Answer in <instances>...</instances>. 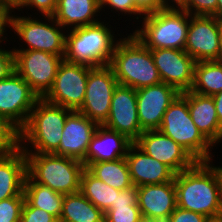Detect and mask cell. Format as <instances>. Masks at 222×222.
<instances>
[{"label": "cell", "mask_w": 222, "mask_h": 222, "mask_svg": "<svg viewBox=\"0 0 222 222\" xmlns=\"http://www.w3.org/2000/svg\"><path fill=\"white\" fill-rule=\"evenodd\" d=\"M117 85L118 81L110 65L92 67L83 104L78 112L102 125L109 116L111 99Z\"/></svg>", "instance_id": "8fae6325"}, {"label": "cell", "mask_w": 222, "mask_h": 222, "mask_svg": "<svg viewBox=\"0 0 222 222\" xmlns=\"http://www.w3.org/2000/svg\"><path fill=\"white\" fill-rule=\"evenodd\" d=\"M100 12V0H58L53 18L65 30H72L99 22Z\"/></svg>", "instance_id": "cb8c5ba5"}, {"label": "cell", "mask_w": 222, "mask_h": 222, "mask_svg": "<svg viewBox=\"0 0 222 222\" xmlns=\"http://www.w3.org/2000/svg\"><path fill=\"white\" fill-rule=\"evenodd\" d=\"M19 147V131L0 116V155L13 152Z\"/></svg>", "instance_id": "4dcf8cb0"}, {"label": "cell", "mask_w": 222, "mask_h": 222, "mask_svg": "<svg viewBox=\"0 0 222 222\" xmlns=\"http://www.w3.org/2000/svg\"><path fill=\"white\" fill-rule=\"evenodd\" d=\"M0 81L7 78L13 71L14 68V52L12 50L3 49L0 46Z\"/></svg>", "instance_id": "8d00e7d4"}, {"label": "cell", "mask_w": 222, "mask_h": 222, "mask_svg": "<svg viewBox=\"0 0 222 222\" xmlns=\"http://www.w3.org/2000/svg\"><path fill=\"white\" fill-rule=\"evenodd\" d=\"M136 222H150V218L141 215Z\"/></svg>", "instance_id": "681fc988"}, {"label": "cell", "mask_w": 222, "mask_h": 222, "mask_svg": "<svg viewBox=\"0 0 222 222\" xmlns=\"http://www.w3.org/2000/svg\"><path fill=\"white\" fill-rule=\"evenodd\" d=\"M85 168L96 178L117 190L134 186L125 157L113 161L90 163Z\"/></svg>", "instance_id": "484cf974"}, {"label": "cell", "mask_w": 222, "mask_h": 222, "mask_svg": "<svg viewBox=\"0 0 222 222\" xmlns=\"http://www.w3.org/2000/svg\"><path fill=\"white\" fill-rule=\"evenodd\" d=\"M125 158L136 187L174 181L175 173L167 165L150 157L135 143L130 145Z\"/></svg>", "instance_id": "d6986e66"}, {"label": "cell", "mask_w": 222, "mask_h": 222, "mask_svg": "<svg viewBox=\"0 0 222 222\" xmlns=\"http://www.w3.org/2000/svg\"><path fill=\"white\" fill-rule=\"evenodd\" d=\"M19 222H59L58 219L43 209L33 207L26 199L22 207Z\"/></svg>", "instance_id": "836d02e7"}, {"label": "cell", "mask_w": 222, "mask_h": 222, "mask_svg": "<svg viewBox=\"0 0 222 222\" xmlns=\"http://www.w3.org/2000/svg\"><path fill=\"white\" fill-rule=\"evenodd\" d=\"M214 167L216 168L218 174H219V177H220V180H221V186H222V166H215L214 164Z\"/></svg>", "instance_id": "c3c4849f"}, {"label": "cell", "mask_w": 222, "mask_h": 222, "mask_svg": "<svg viewBox=\"0 0 222 222\" xmlns=\"http://www.w3.org/2000/svg\"><path fill=\"white\" fill-rule=\"evenodd\" d=\"M184 50L195 62L220 61L219 20L214 16L189 14Z\"/></svg>", "instance_id": "4fadbf2b"}, {"label": "cell", "mask_w": 222, "mask_h": 222, "mask_svg": "<svg viewBox=\"0 0 222 222\" xmlns=\"http://www.w3.org/2000/svg\"><path fill=\"white\" fill-rule=\"evenodd\" d=\"M102 125L125 135L133 143L139 138L143 130L138 119L135 89L121 84L116 86L109 116Z\"/></svg>", "instance_id": "2e32d148"}, {"label": "cell", "mask_w": 222, "mask_h": 222, "mask_svg": "<svg viewBox=\"0 0 222 222\" xmlns=\"http://www.w3.org/2000/svg\"><path fill=\"white\" fill-rule=\"evenodd\" d=\"M150 222H171V214L155 216L150 218Z\"/></svg>", "instance_id": "ee69618b"}, {"label": "cell", "mask_w": 222, "mask_h": 222, "mask_svg": "<svg viewBox=\"0 0 222 222\" xmlns=\"http://www.w3.org/2000/svg\"><path fill=\"white\" fill-rule=\"evenodd\" d=\"M206 216L197 212L188 211L176 207L171 213V222H204Z\"/></svg>", "instance_id": "74e56055"}, {"label": "cell", "mask_w": 222, "mask_h": 222, "mask_svg": "<svg viewBox=\"0 0 222 222\" xmlns=\"http://www.w3.org/2000/svg\"><path fill=\"white\" fill-rule=\"evenodd\" d=\"M217 0H189L190 15L214 16Z\"/></svg>", "instance_id": "d590c367"}, {"label": "cell", "mask_w": 222, "mask_h": 222, "mask_svg": "<svg viewBox=\"0 0 222 222\" xmlns=\"http://www.w3.org/2000/svg\"><path fill=\"white\" fill-rule=\"evenodd\" d=\"M222 90V61H200L194 66L192 92L213 96Z\"/></svg>", "instance_id": "83f0119b"}, {"label": "cell", "mask_w": 222, "mask_h": 222, "mask_svg": "<svg viewBox=\"0 0 222 222\" xmlns=\"http://www.w3.org/2000/svg\"><path fill=\"white\" fill-rule=\"evenodd\" d=\"M177 207L206 217L222 215V186L211 161H197L191 168L175 174Z\"/></svg>", "instance_id": "6da1fadb"}, {"label": "cell", "mask_w": 222, "mask_h": 222, "mask_svg": "<svg viewBox=\"0 0 222 222\" xmlns=\"http://www.w3.org/2000/svg\"><path fill=\"white\" fill-rule=\"evenodd\" d=\"M23 192L25 199L33 207L43 209L59 220L64 194L53 191L48 186L35 183L28 175L25 177Z\"/></svg>", "instance_id": "4316f807"}, {"label": "cell", "mask_w": 222, "mask_h": 222, "mask_svg": "<svg viewBox=\"0 0 222 222\" xmlns=\"http://www.w3.org/2000/svg\"><path fill=\"white\" fill-rule=\"evenodd\" d=\"M179 94L176 88L163 82L136 90L141 129L143 131L159 129L164 113Z\"/></svg>", "instance_id": "e0dca14e"}, {"label": "cell", "mask_w": 222, "mask_h": 222, "mask_svg": "<svg viewBox=\"0 0 222 222\" xmlns=\"http://www.w3.org/2000/svg\"><path fill=\"white\" fill-rule=\"evenodd\" d=\"M117 43L109 64L118 84L135 90L161 83L151 50L133 33L125 35Z\"/></svg>", "instance_id": "277c9868"}, {"label": "cell", "mask_w": 222, "mask_h": 222, "mask_svg": "<svg viewBox=\"0 0 222 222\" xmlns=\"http://www.w3.org/2000/svg\"><path fill=\"white\" fill-rule=\"evenodd\" d=\"M91 68L63 60L58 68L52 87L43 99L51 104L78 111L83 104Z\"/></svg>", "instance_id": "30bf717a"}, {"label": "cell", "mask_w": 222, "mask_h": 222, "mask_svg": "<svg viewBox=\"0 0 222 222\" xmlns=\"http://www.w3.org/2000/svg\"><path fill=\"white\" fill-rule=\"evenodd\" d=\"M134 3L143 14L161 10L160 0H134Z\"/></svg>", "instance_id": "ab89813d"}, {"label": "cell", "mask_w": 222, "mask_h": 222, "mask_svg": "<svg viewBox=\"0 0 222 222\" xmlns=\"http://www.w3.org/2000/svg\"><path fill=\"white\" fill-rule=\"evenodd\" d=\"M150 50L161 82L173 86L180 93L190 91L194 82L195 60L185 50Z\"/></svg>", "instance_id": "9a60e30c"}, {"label": "cell", "mask_w": 222, "mask_h": 222, "mask_svg": "<svg viewBox=\"0 0 222 222\" xmlns=\"http://www.w3.org/2000/svg\"><path fill=\"white\" fill-rule=\"evenodd\" d=\"M110 28L114 29L106 24L105 20H101L95 24L67 30L64 60L89 67L109 65L120 41L115 38V31Z\"/></svg>", "instance_id": "3957f363"}, {"label": "cell", "mask_w": 222, "mask_h": 222, "mask_svg": "<svg viewBox=\"0 0 222 222\" xmlns=\"http://www.w3.org/2000/svg\"><path fill=\"white\" fill-rule=\"evenodd\" d=\"M215 17L218 20L222 19V0H217V9L215 11Z\"/></svg>", "instance_id": "f6af8a7d"}, {"label": "cell", "mask_w": 222, "mask_h": 222, "mask_svg": "<svg viewBox=\"0 0 222 222\" xmlns=\"http://www.w3.org/2000/svg\"><path fill=\"white\" fill-rule=\"evenodd\" d=\"M71 112L39 98L27 123L19 131V147L24 153L54 154L60 146L64 123Z\"/></svg>", "instance_id": "7a4b0ae2"}, {"label": "cell", "mask_w": 222, "mask_h": 222, "mask_svg": "<svg viewBox=\"0 0 222 222\" xmlns=\"http://www.w3.org/2000/svg\"><path fill=\"white\" fill-rule=\"evenodd\" d=\"M9 13L10 11L7 8H0V44L5 39L6 42L8 41V38L6 37L8 36L6 31L8 30L7 28H9Z\"/></svg>", "instance_id": "60d3db41"}, {"label": "cell", "mask_w": 222, "mask_h": 222, "mask_svg": "<svg viewBox=\"0 0 222 222\" xmlns=\"http://www.w3.org/2000/svg\"><path fill=\"white\" fill-rule=\"evenodd\" d=\"M20 2L21 0H0V5L12 11Z\"/></svg>", "instance_id": "7bdbcfd3"}, {"label": "cell", "mask_w": 222, "mask_h": 222, "mask_svg": "<svg viewBox=\"0 0 222 222\" xmlns=\"http://www.w3.org/2000/svg\"><path fill=\"white\" fill-rule=\"evenodd\" d=\"M59 222H104V213L80 191L65 194Z\"/></svg>", "instance_id": "d4e9b609"}, {"label": "cell", "mask_w": 222, "mask_h": 222, "mask_svg": "<svg viewBox=\"0 0 222 222\" xmlns=\"http://www.w3.org/2000/svg\"><path fill=\"white\" fill-rule=\"evenodd\" d=\"M39 97L29 84L13 71L0 81V116L20 131Z\"/></svg>", "instance_id": "7c38bea8"}, {"label": "cell", "mask_w": 222, "mask_h": 222, "mask_svg": "<svg viewBox=\"0 0 222 222\" xmlns=\"http://www.w3.org/2000/svg\"><path fill=\"white\" fill-rule=\"evenodd\" d=\"M204 222H222V215L216 217H207Z\"/></svg>", "instance_id": "7dc6e473"}, {"label": "cell", "mask_w": 222, "mask_h": 222, "mask_svg": "<svg viewBox=\"0 0 222 222\" xmlns=\"http://www.w3.org/2000/svg\"><path fill=\"white\" fill-rule=\"evenodd\" d=\"M212 97L214 99L219 125L222 129V90L219 93L213 95Z\"/></svg>", "instance_id": "b9f144b4"}, {"label": "cell", "mask_w": 222, "mask_h": 222, "mask_svg": "<svg viewBox=\"0 0 222 222\" xmlns=\"http://www.w3.org/2000/svg\"><path fill=\"white\" fill-rule=\"evenodd\" d=\"M108 7V8H107ZM106 9H112V11L120 12L117 14L118 16L121 15V13L125 15H129L130 17L132 15L137 16L135 17L136 20L139 18L142 19L144 14L136 7L134 0H100V10L101 12Z\"/></svg>", "instance_id": "d6a6232c"}, {"label": "cell", "mask_w": 222, "mask_h": 222, "mask_svg": "<svg viewBox=\"0 0 222 222\" xmlns=\"http://www.w3.org/2000/svg\"><path fill=\"white\" fill-rule=\"evenodd\" d=\"M27 175V159L18 147L11 153L0 155V201L24 195V181Z\"/></svg>", "instance_id": "603a6c76"}, {"label": "cell", "mask_w": 222, "mask_h": 222, "mask_svg": "<svg viewBox=\"0 0 222 222\" xmlns=\"http://www.w3.org/2000/svg\"><path fill=\"white\" fill-rule=\"evenodd\" d=\"M138 188V207L148 218L171 214L177 207L174 181L148 184Z\"/></svg>", "instance_id": "44dd1931"}, {"label": "cell", "mask_w": 222, "mask_h": 222, "mask_svg": "<svg viewBox=\"0 0 222 222\" xmlns=\"http://www.w3.org/2000/svg\"><path fill=\"white\" fill-rule=\"evenodd\" d=\"M98 125L82 113L72 111L66 118L60 146L54 154L77 159L85 166L86 152Z\"/></svg>", "instance_id": "ac0fdd59"}, {"label": "cell", "mask_w": 222, "mask_h": 222, "mask_svg": "<svg viewBox=\"0 0 222 222\" xmlns=\"http://www.w3.org/2000/svg\"><path fill=\"white\" fill-rule=\"evenodd\" d=\"M185 148L197 161H211L213 145L193 122L187 102V91L180 93L163 115L158 129Z\"/></svg>", "instance_id": "52a82bcc"}, {"label": "cell", "mask_w": 222, "mask_h": 222, "mask_svg": "<svg viewBox=\"0 0 222 222\" xmlns=\"http://www.w3.org/2000/svg\"><path fill=\"white\" fill-rule=\"evenodd\" d=\"M13 52L15 71L39 98H43L52 87L64 56L39 50Z\"/></svg>", "instance_id": "9c48e42d"}, {"label": "cell", "mask_w": 222, "mask_h": 222, "mask_svg": "<svg viewBox=\"0 0 222 222\" xmlns=\"http://www.w3.org/2000/svg\"><path fill=\"white\" fill-rule=\"evenodd\" d=\"M133 142L125 135L98 125L85 156V167L90 163L113 161L126 157Z\"/></svg>", "instance_id": "ffe728a7"}, {"label": "cell", "mask_w": 222, "mask_h": 222, "mask_svg": "<svg viewBox=\"0 0 222 222\" xmlns=\"http://www.w3.org/2000/svg\"><path fill=\"white\" fill-rule=\"evenodd\" d=\"M25 196H15L0 201V222H19Z\"/></svg>", "instance_id": "1f68e13d"}, {"label": "cell", "mask_w": 222, "mask_h": 222, "mask_svg": "<svg viewBox=\"0 0 222 222\" xmlns=\"http://www.w3.org/2000/svg\"><path fill=\"white\" fill-rule=\"evenodd\" d=\"M141 150L167 165L175 174L191 168L197 160L160 130L143 131L134 142Z\"/></svg>", "instance_id": "5bb4252c"}, {"label": "cell", "mask_w": 222, "mask_h": 222, "mask_svg": "<svg viewBox=\"0 0 222 222\" xmlns=\"http://www.w3.org/2000/svg\"><path fill=\"white\" fill-rule=\"evenodd\" d=\"M58 0H21V2L12 10L22 11V8L36 9L44 16H53L56 12ZM21 9V10H19Z\"/></svg>", "instance_id": "e575fe53"}, {"label": "cell", "mask_w": 222, "mask_h": 222, "mask_svg": "<svg viewBox=\"0 0 222 222\" xmlns=\"http://www.w3.org/2000/svg\"><path fill=\"white\" fill-rule=\"evenodd\" d=\"M219 46H220L221 61H222V19L219 20Z\"/></svg>", "instance_id": "bcb514c9"}, {"label": "cell", "mask_w": 222, "mask_h": 222, "mask_svg": "<svg viewBox=\"0 0 222 222\" xmlns=\"http://www.w3.org/2000/svg\"><path fill=\"white\" fill-rule=\"evenodd\" d=\"M140 216L138 188L132 186L116 194L115 203L104 213V222H136Z\"/></svg>", "instance_id": "f546056e"}, {"label": "cell", "mask_w": 222, "mask_h": 222, "mask_svg": "<svg viewBox=\"0 0 222 222\" xmlns=\"http://www.w3.org/2000/svg\"><path fill=\"white\" fill-rule=\"evenodd\" d=\"M27 175L35 182L61 194L80 191L82 161L55 154L25 153Z\"/></svg>", "instance_id": "5b68a950"}, {"label": "cell", "mask_w": 222, "mask_h": 222, "mask_svg": "<svg viewBox=\"0 0 222 222\" xmlns=\"http://www.w3.org/2000/svg\"><path fill=\"white\" fill-rule=\"evenodd\" d=\"M161 10H177L189 13V0H160Z\"/></svg>", "instance_id": "f35d334b"}, {"label": "cell", "mask_w": 222, "mask_h": 222, "mask_svg": "<svg viewBox=\"0 0 222 222\" xmlns=\"http://www.w3.org/2000/svg\"><path fill=\"white\" fill-rule=\"evenodd\" d=\"M42 19L44 21L31 14L30 16H17L10 11L9 28L14 30L17 38L22 40L21 43L24 42V45H27L26 49L23 46H19V48L22 47L20 49L14 47L13 51L39 50L65 56L67 30L56 22L53 16H44Z\"/></svg>", "instance_id": "ba28073f"}, {"label": "cell", "mask_w": 222, "mask_h": 222, "mask_svg": "<svg viewBox=\"0 0 222 222\" xmlns=\"http://www.w3.org/2000/svg\"><path fill=\"white\" fill-rule=\"evenodd\" d=\"M141 27L133 34L149 49L184 50L189 27V13L177 10H158L144 14Z\"/></svg>", "instance_id": "8992f818"}, {"label": "cell", "mask_w": 222, "mask_h": 222, "mask_svg": "<svg viewBox=\"0 0 222 222\" xmlns=\"http://www.w3.org/2000/svg\"><path fill=\"white\" fill-rule=\"evenodd\" d=\"M187 102L191 118L198 130L215 147L222 141L216 107L212 96L187 91Z\"/></svg>", "instance_id": "7402d4cb"}, {"label": "cell", "mask_w": 222, "mask_h": 222, "mask_svg": "<svg viewBox=\"0 0 222 222\" xmlns=\"http://www.w3.org/2000/svg\"><path fill=\"white\" fill-rule=\"evenodd\" d=\"M117 190L102 180L92 175L86 168L81 175L80 192L98 207L103 213H106L115 203Z\"/></svg>", "instance_id": "f1b7e54d"}]
</instances>
